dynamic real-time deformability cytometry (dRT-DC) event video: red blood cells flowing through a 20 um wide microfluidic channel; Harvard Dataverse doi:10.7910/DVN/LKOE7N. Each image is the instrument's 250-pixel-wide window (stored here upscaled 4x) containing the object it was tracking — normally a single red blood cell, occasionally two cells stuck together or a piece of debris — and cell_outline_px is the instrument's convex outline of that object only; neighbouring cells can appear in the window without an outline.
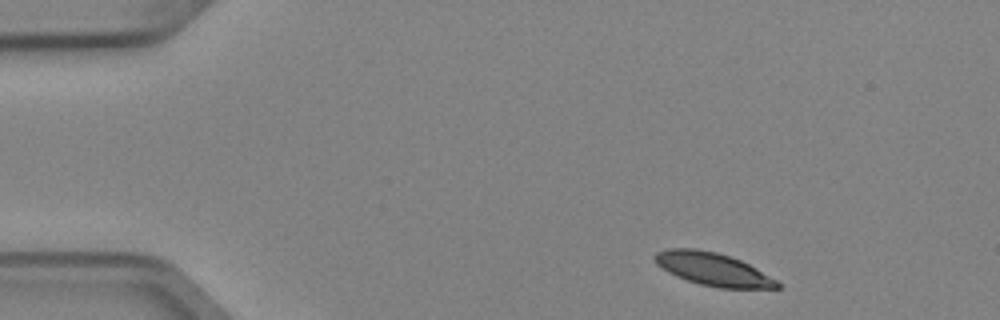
{"species": "Egyptian fruit bat (a non-hibernating species)", "species_latin": "Rousettus aegyptiacus", "temperature_condition": "cold", "stored_images_in_passage": 5, "camera_frame_rate_fps": 3000, "um_per_image_px": 0.085, "animal": {"sex": "female"}, "frame": {"image": 1, "passage_image": 1, "time_ms": 0.0, "image_size_px": [1000, 320], "cell_outline_px": [[780, 288], [720, 288], [700, 284], [676, 276], [668, 272], [656, 264], [652, 260], [652, 256], [656, 252], [668, 248], [696, 248], [716, 252], [740, 260], [756, 268], [776, 280], [780, 284]], "centroid_in_image_um": [60.54, 22.87], "position_along_channel_um": 24.5, "area_um2": 23.41}}
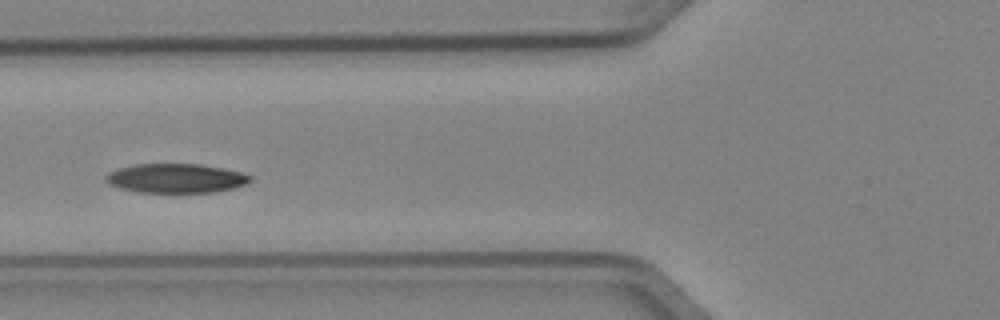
{"frame": {"image": 2, "passage_image": 4, "time_ms": 1.0, "image_size_px": [1000, 320], "cell_outline_px": [[252, 180], [248, 184], [216, 192], [136, 192], [120, 188], [108, 184], [104, 180], [104, 176], [108, 172], [120, 168], [136, 164], [200, 164], [224, 168], [240, 172], [252, 176]], "centroid_in_image_um": [14.95, 15.15], "position_along_channel_um": 110.9, "area_um2": 24.74}}
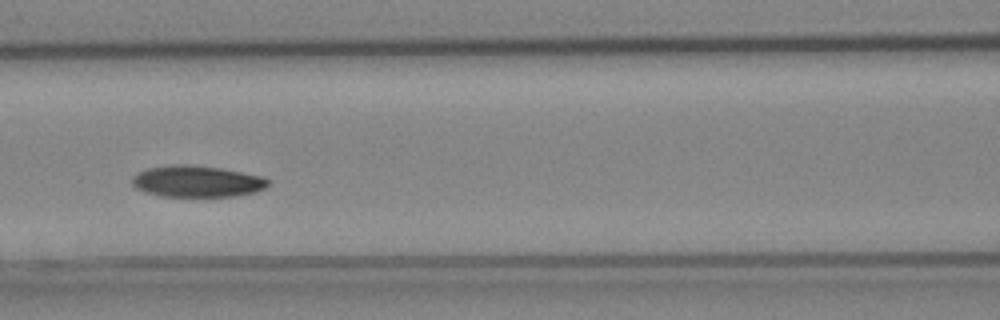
{"frame": {"image": 3, "passage_image": 5, "time_ms": 1.333, "image_size_px": [1000, 320], "cell_outline_px": [[268, 184], [264, 188], [256, 192], [236, 196], [164, 196], [148, 192], [136, 188], [132, 184], [132, 176], [148, 168], [172, 164], [192, 164], [220, 168], [260, 176], [268, 180]], "centroid_in_image_um": [16.73, 15.41], "position_along_channel_um": 149.9, "area_um2": 24.68}}